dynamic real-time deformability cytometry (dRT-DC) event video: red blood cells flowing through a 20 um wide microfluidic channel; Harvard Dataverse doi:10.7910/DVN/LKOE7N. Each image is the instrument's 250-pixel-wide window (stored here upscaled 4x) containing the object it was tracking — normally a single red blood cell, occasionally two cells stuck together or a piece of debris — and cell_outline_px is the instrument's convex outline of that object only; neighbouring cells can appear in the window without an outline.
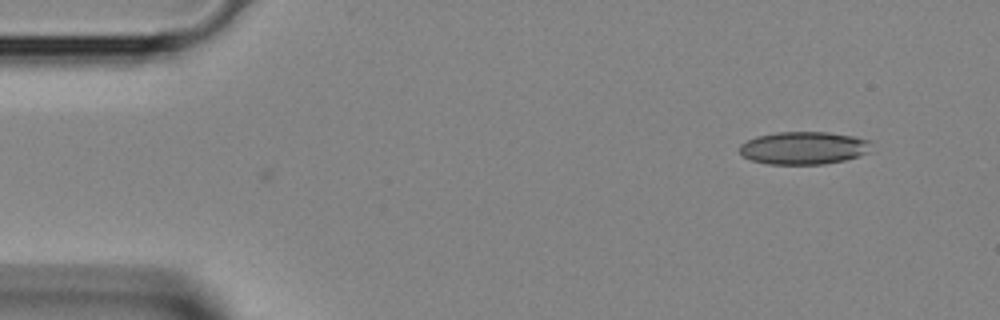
{"species": "Egyptian fruit bat (a non-hibernating species)", "species_latin": "Rousettus aegyptiacus", "temperature_condition": "room temperature", "stored_images_in_passage": 2, "camera_frame_rate_fps": 3000, "um_per_image_px": 0.085, "animal": {"sex": "female"}, "frame": {"image": 1, "passage_image": 2, "time_ms": 0.333, "image_size_px": [1000, 320], "cell_outline_px": [[872, 152], [844, 160], [824, 164], [768, 164], [752, 160], [744, 156], [740, 152], [740, 144], [756, 136], [776, 132], [828, 132], [852, 136], [872, 140]], "centroid_in_image_um": [68.37, 12.57], "position_along_channel_um": 16.6, "area_um2": 25.32}}